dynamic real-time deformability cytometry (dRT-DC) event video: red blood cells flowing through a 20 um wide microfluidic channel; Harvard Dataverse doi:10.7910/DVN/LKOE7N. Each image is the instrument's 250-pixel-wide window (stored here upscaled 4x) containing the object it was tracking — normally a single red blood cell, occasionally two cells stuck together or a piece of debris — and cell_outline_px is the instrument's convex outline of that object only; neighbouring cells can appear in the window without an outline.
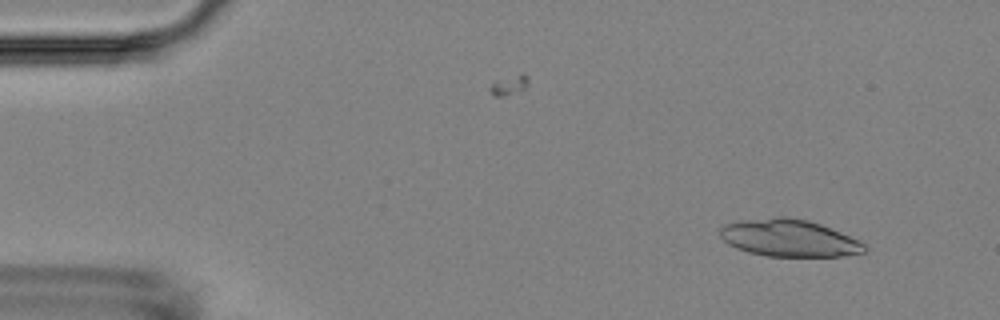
{"species": "Egyptian fruit bat (a non-hibernating species)", "species_latin": "Rousettus aegyptiacus", "temperature_condition": "room temperature", "stored_images_in_passage": 4, "camera_frame_rate_fps": 3000, "um_per_image_px": 0.085, "animal": {"sex": "female"}, "frame": {"image": 1, "passage_image": 1, "time_ms": 0.0, "image_size_px": [1000, 320], "cell_outline_px": [[868, 248], [864, 252], [848, 256], [768, 256], [748, 252], [736, 248], [728, 244], [720, 236], [720, 228], [724, 224], [740, 220], [776, 216], [784, 216], [808, 220], [820, 224], [860, 240]], "centroid_in_image_um": [67.07, 20.23], "position_along_channel_um": 17.9, "area_um2": 31.44}}
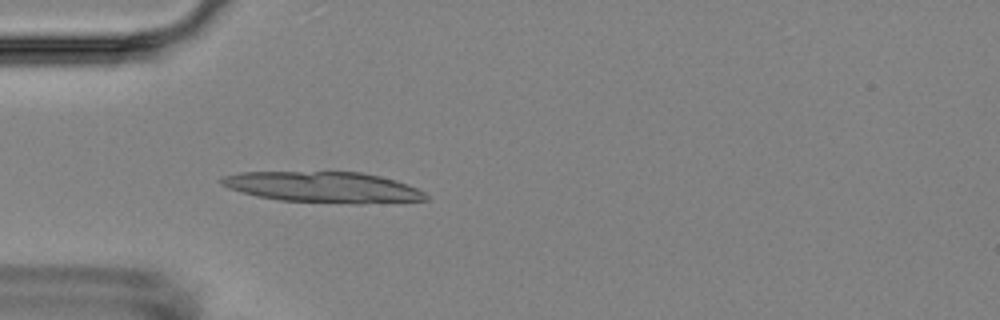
{"frame": {"image": 2, "passage_image": 4, "time_ms": 3.667, "image_size_px": [1000, 320], "cell_outline_px": [[428, 200], [364, 204], [356, 204], [280, 200], [256, 196], [228, 188], [220, 184], [220, 176], [240, 172], [360, 172], [380, 176], [396, 180], [416, 188], [424, 192], [428, 196]], "centroid_in_image_um": [27.47, 15.91], "position_along_channel_um": 57.5, "area_um2": 36.88}}